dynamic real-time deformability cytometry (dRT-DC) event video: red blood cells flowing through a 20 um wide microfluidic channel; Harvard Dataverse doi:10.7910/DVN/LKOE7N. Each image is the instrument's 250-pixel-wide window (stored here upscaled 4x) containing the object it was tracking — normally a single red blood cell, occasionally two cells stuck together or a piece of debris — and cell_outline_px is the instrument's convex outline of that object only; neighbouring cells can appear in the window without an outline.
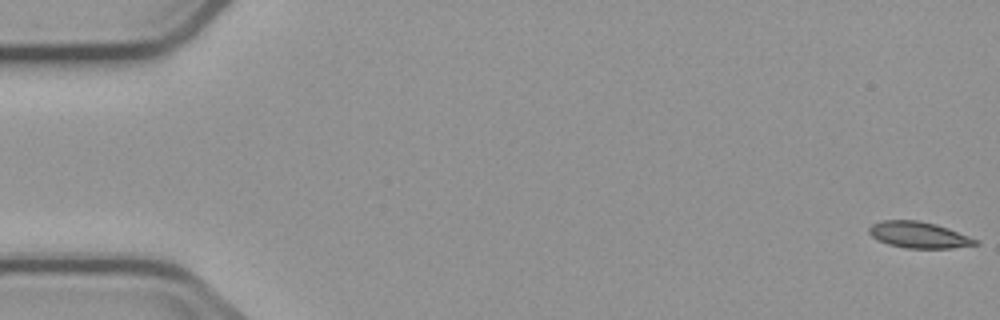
{"species": "common noctule bat (a hibernating species)", "species_latin": "Nyctalus noctula", "temperature_condition": "cold", "stored_images_in_passage": 6, "camera_frame_rate_fps": 3000, "um_per_image_px": 0.085, "animal": {"sex": "male", "body_mass_g": 23.1, "forearm_length_mm": 52.7}, "frame": {"image": 1, "passage_image": 1, "time_ms": 0.0, "image_size_px": [1000, 320], "cell_outline_px": [[980, 244], [952, 248], [904, 248], [888, 244], [876, 240], [868, 232], [868, 228], [872, 224], [880, 220], [916, 220], [936, 224], [948, 228], [980, 240]], "centroid_in_image_um": [78.1, 19.97], "position_along_channel_um": 6.9, "area_um2": 16.47}}